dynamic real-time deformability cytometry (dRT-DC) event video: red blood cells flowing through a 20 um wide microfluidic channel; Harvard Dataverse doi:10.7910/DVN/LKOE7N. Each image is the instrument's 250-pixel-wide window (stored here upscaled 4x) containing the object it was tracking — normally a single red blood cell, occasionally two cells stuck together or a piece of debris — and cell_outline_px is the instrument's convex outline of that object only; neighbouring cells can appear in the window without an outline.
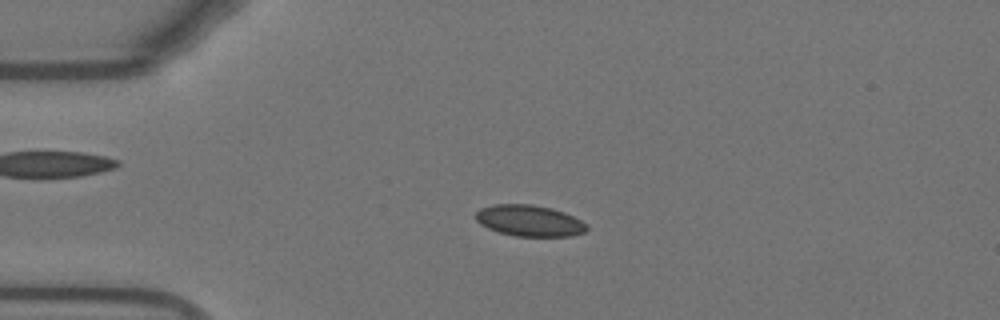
{"species": "Egyptian fruit bat (a non-hibernating species)", "species_latin": "Rousettus aegyptiacus", "temperature_condition": "warm", "stored_images_in_passage": 54, "camera_frame_rate_fps": 3000, "um_per_image_px": 0.085, "animal": {"sex": "female"}, "frame": {"image": 1, "passage_image": 13, "time_ms": 4.0, "image_size_px": [1000, 320], "cell_outline_px": [[584, 228], [580, 232], [560, 236], [524, 236], [504, 232], [492, 228], [484, 224], [476, 216], [484, 208], [508, 204], [516, 204], [544, 208], [560, 212], [584, 224]], "centroid_in_image_um": [44.98, 18.77], "position_along_channel_um": 40.0, "area_um2": 17.86}}
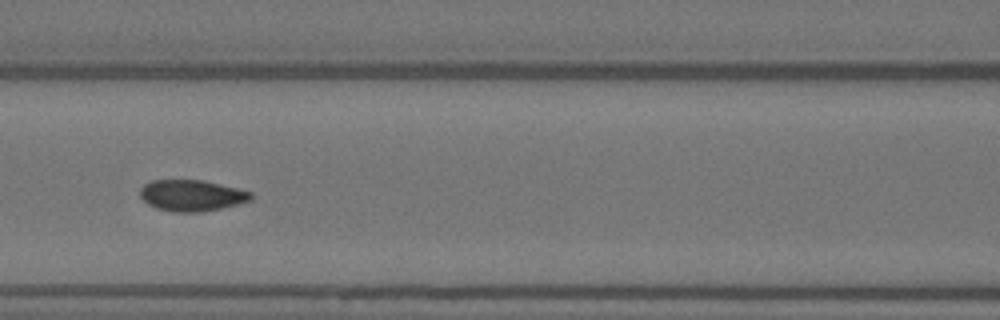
{"frame": {"image": 2, "passage_image": 24, "time_ms": 7.667, "image_size_px": [1000, 320], "cell_outline_px": [[248, 196], [244, 200], [212, 208], [164, 208], [148, 200], [144, 196], [144, 188], [148, 184], [160, 180], [192, 180], [212, 184], [248, 192]], "centroid_in_image_um": [16.25, 16.53], "position_along_channel_um": 150.3, "area_um2": 16.36}}
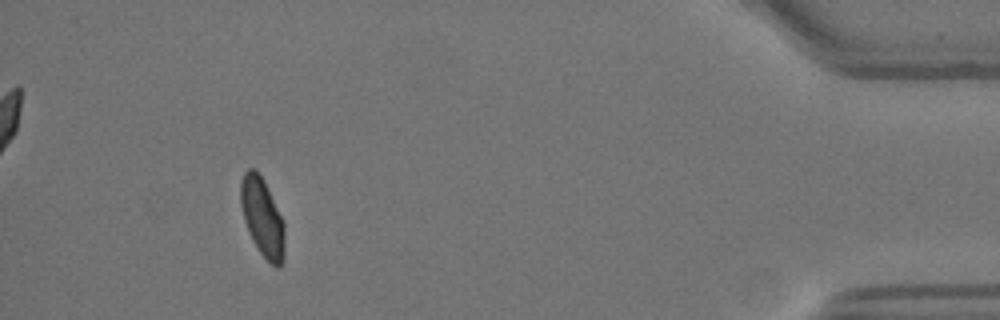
{"frame": {"image": 3, "passage_image": 50, "time_ms": 16.333, "image_size_px": [1000, 320], "cell_outline_px": [[280, 264], [272, 264], [264, 256], [256, 244], [252, 236], [244, 212], [240, 192], [244, 176], [252, 168], [260, 176], [280, 216]], "centroid_in_image_um": [22.23, 18.39], "position_along_channel_um": 413.0, "area_um2": 16.94}, "authors_computed_cell_mechanics": {"area_um2": 16.6175, "velocity_mm_per_s": 3.7567, "shape_relaxation_time_tau1_ms": 7.9007, "shape_relaxation_time_tau2_ms": 1.2307, "deformation_change_tau1": 0.1416, "deformation_change_tau2": 0.0547}}